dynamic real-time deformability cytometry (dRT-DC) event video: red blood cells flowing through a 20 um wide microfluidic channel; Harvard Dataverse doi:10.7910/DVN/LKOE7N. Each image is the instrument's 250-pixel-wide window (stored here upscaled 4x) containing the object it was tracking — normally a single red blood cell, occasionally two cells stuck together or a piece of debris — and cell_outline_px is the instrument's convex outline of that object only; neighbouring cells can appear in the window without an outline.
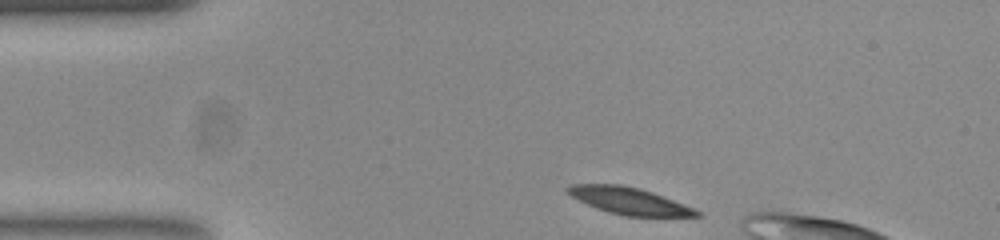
{"species": "common noctule bat (a hibernating species)", "species_latin": "Nyctalus noctula", "temperature_condition": "room temperature", "stored_images_in_passage": 36, "camera_frame_rate_fps": 3000, "um_per_image_px": 0.085, "animal": {"sex": "female", "body_mass_g": 23.0, "forearm_length_mm": 53.4}, "frame": {"image": 1, "passage_image": 1, "time_ms": 0.0, "image_size_px": [1000, 240], "cell_outline_px": [[700, 216], [624, 216], [596, 208], [572, 196], [564, 188], [572, 184], [620, 184], [652, 192], [692, 208], [700, 212]], "centroid_in_image_um": [53.43, 17.07], "position_along_channel_um": 31.6, "area_um2": 19.65}}
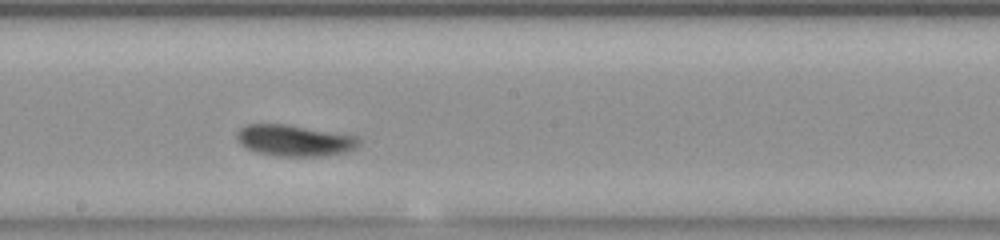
{"frame": {"image": 2, "passage_image": 20, "time_ms": 6.333, "image_size_px": [1000, 240], "cell_outline_px": [[360, 144], [344, 152], [324, 156], [276, 156], [256, 152], [248, 148], [236, 136], [240, 128], [248, 124], [284, 124], [356, 136], [360, 140]], "centroid_in_image_um": [25.03, 11.94], "position_along_channel_um": 223.2, "area_um2": 21.73}}
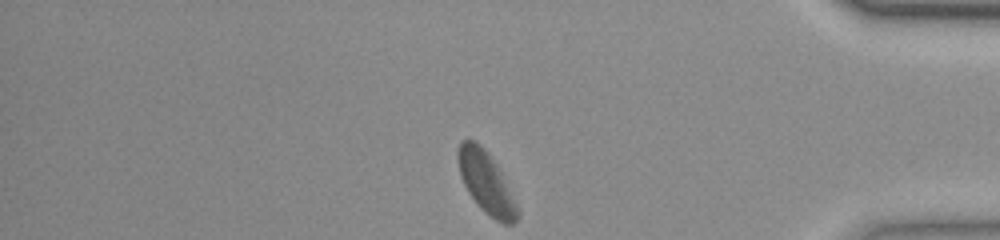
{"frame": {"image": 3, "passage_image": 36, "time_ms": 11.667, "image_size_px": [1000, 240], "cell_outline_px": [[520, 216], [512, 224], [504, 224], [496, 220], [484, 212], [480, 208], [468, 192], [464, 184], [460, 172], [460, 140], [472, 140], [480, 144], [484, 148], [492, 160], [516, 204], [520, 212]], "centroid_in_image_um": [41.34, 15.59], "position_along_channel_um": 393.9, "area_um2": 20.17}, "authors_computed_cell_mechanics": {"area_um2": 21.5883, "velocity_mm_per_s": 3.7909, "shape_relaxation_time_tau1_ms": 3.0278, "shape_relaxation_time_tau2_ms": 1.8811, "deformation_change_tau1": 0.0905, "deformation_change_tau2": 0.0452}}